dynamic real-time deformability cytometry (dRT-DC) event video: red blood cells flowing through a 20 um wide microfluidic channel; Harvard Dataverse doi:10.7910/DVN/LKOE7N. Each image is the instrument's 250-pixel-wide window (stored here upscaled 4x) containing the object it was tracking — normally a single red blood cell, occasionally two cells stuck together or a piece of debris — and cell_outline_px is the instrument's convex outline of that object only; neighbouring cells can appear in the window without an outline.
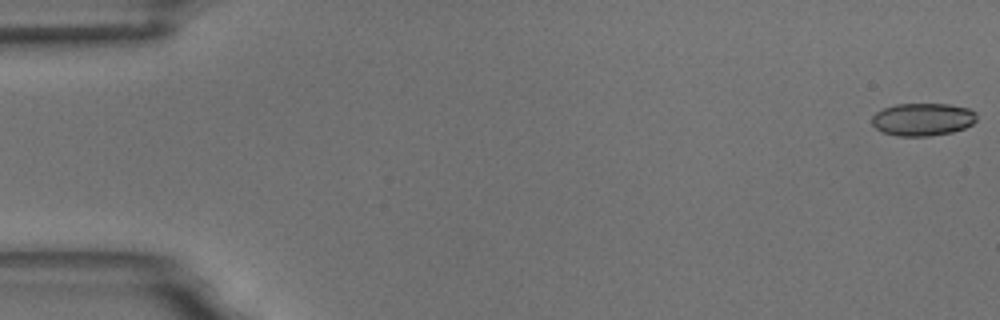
{"species": "common noctule bat (a hibernating species)", "species_latin": "Nyctalus noctula", "temperature_condition": "room temperature", "stored_images_in_passage": 5, "camera_frame_rate_fps": 3000, "um_per_image_px": 0.085, "animal": {"sex": "male", "body_mass_g": 18.8}, "frame": {"image": 1, "passage_image": 1, "time_ms": 0.0, "image_size_px": [1000, 320], "cell_outline_px": [[976, 120], [972, 124], [964, 128], [952, 132], [928, 136], [896, 136], [884, 132], [876, 128], [872, 124], [872, 116], [876, 112], [884, 108], [896, 104], [948, 104], [968, 108], [976, 112]], "centroid_in_image_um": [78.43, 10.14], "position_along_channel_um": 6.6, "area_um2": 19.94}}
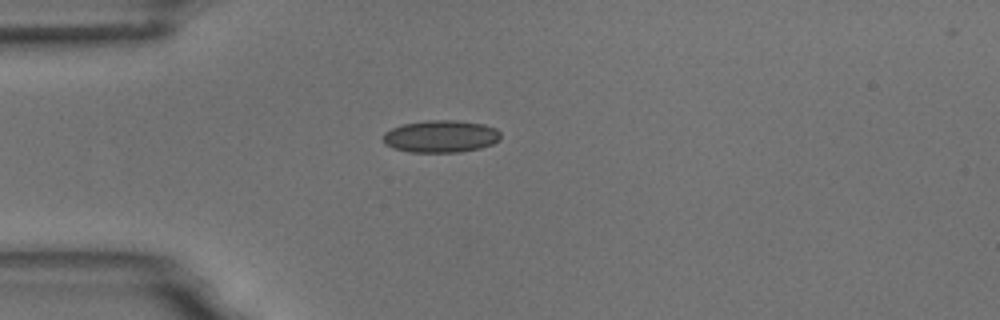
{"frame": {"image": 2, "passage_image": 4, "time_ms": 4.667, "image_size_px": [1000, 320], "cell_outline_px": [[500, 140], [492, 144], [480, 148], [460, 152], [408, 152], [392, 148], [384, 144], [384, 132], [392, 128], [404, 124], [428, 120], [456, 120], [484, 124], [496, 128], [500, 132]], "centroid_in_image_um": [37.48, 11.59], "position_along_channel_um": 47.5, "area_um2": 22.2}}